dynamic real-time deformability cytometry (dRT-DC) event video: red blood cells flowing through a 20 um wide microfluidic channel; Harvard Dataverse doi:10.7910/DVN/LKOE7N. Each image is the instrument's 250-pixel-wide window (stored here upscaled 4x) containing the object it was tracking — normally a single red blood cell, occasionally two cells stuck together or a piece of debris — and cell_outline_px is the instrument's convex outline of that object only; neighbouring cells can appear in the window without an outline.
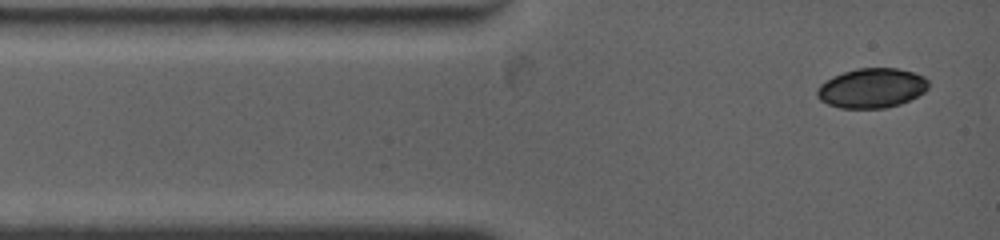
{"species": "common noctule bat (a hibernating species)", "species_latin": "Nyctalus noctula", "temperature_condition": "warm", "stored_images_in_passage": 32, "camera_frame_rate_fps": 4500, "um_per_image_px": 0.085, "animal": {"sex": "female", "body_mass_g": 19.0, "forearm_length_mm": 53.3}, "frame": {"image": 1, "passage_image": 1, "time_ms": 0.0, "image_size_px": [1000, 240], "cell_outline_px": [[928, 88], [924, 92], [900, 104], [884, 108], [840, 108], [828, 104], [820, 100], [816, 96], [816, 88], [820, 84], [832, 76], [856, 68], [896, 68], [912, 72], [924, 76], [928, 80]], "centroid_in_image_um": [74.07, 7.48], "position_along_channel_um": 10.9, "area_um2": 25.78}}
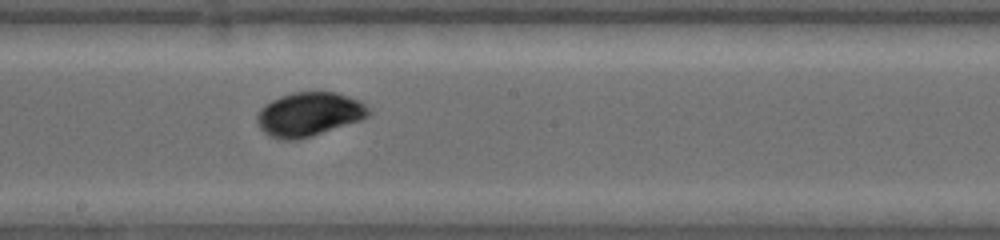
{"frame": {"image": 2, "passage_image": 15, "time_ms": 6.444, "image_size_px": [1000, 240], "cell_outline_px": [[372, 112], [368, 116], [360, 120], [312, 136], [296, 140], [280, 140], [268, 136], [260, 128], [256, 120], [256, 112], [264, 104], [280, 96], [292, 92], [336, 92], [360, 100]], "centroid_in_image_um": [26.23, 9.71], "position_along_channel_um": 222.0, "area_um2": 28.78}}
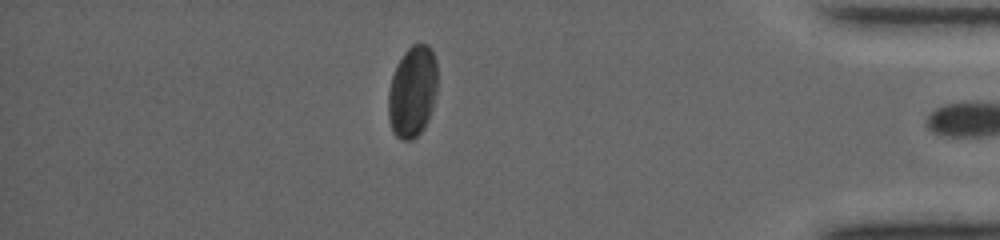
{"frame": {"image": 3, "passage_image": 31, "time_ms": 12.222, "image_size_px": [1000, 240], "cell_outline_px": [[436, 92], [432, 108], [428, 120], [424, 128], [412, 140], [400, 140], [392, 132], [388, 116], [388, 92], [392, 76], [396, 64], [404, 52], [412, 44], [428, 44], [432, 48], [436, 60]], "centroid_in_image_um": [35.04, 7.78], "position_along_channel_um": 400.2, "area_um2": 26.41}}